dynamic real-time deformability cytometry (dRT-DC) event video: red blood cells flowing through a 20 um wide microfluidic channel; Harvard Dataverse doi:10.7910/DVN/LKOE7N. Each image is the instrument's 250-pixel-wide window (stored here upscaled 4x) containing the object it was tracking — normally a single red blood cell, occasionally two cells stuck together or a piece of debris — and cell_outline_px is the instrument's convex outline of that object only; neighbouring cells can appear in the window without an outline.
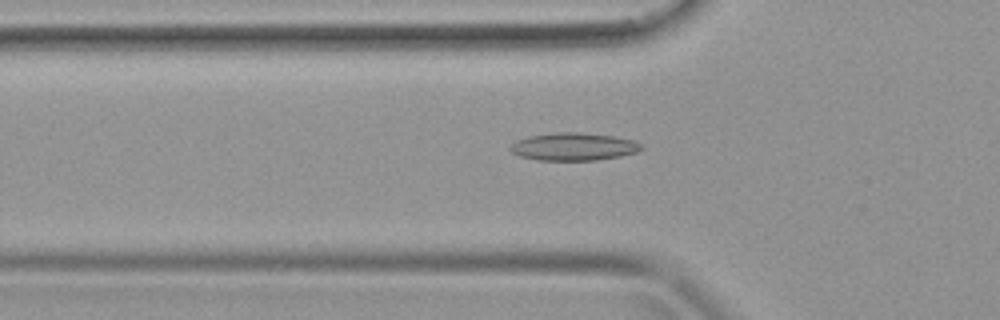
{"species": "common noctule bat (a hibernating species)", "species_latin": "Nyctalus noctula", "temperature_condition": "warm", "stored_images_in_passage": 39, "camera_frame_rate_fps": 3000, "um_per_image_px": 0.085, "animal": {"sex": "female", "body_mass_g": 19.9}, "frame": {"image": 1, "passage_image": 13, "time_ms": 4.0, "image_size_px": [1000, 320], "cell_outline_px": [[644, 148], [636, 152], [620, 156], [596, 160], [540, 160], [520, 156], [512, 152], [508, 148], [516, 140], [528, 136], [556, 132], [580, 132], [612, 136], [636, 140]], "centroid_in_image_um": [48.76, 12.46], "position_along_channel_um": 77.0, "area_um2": 21.15}}
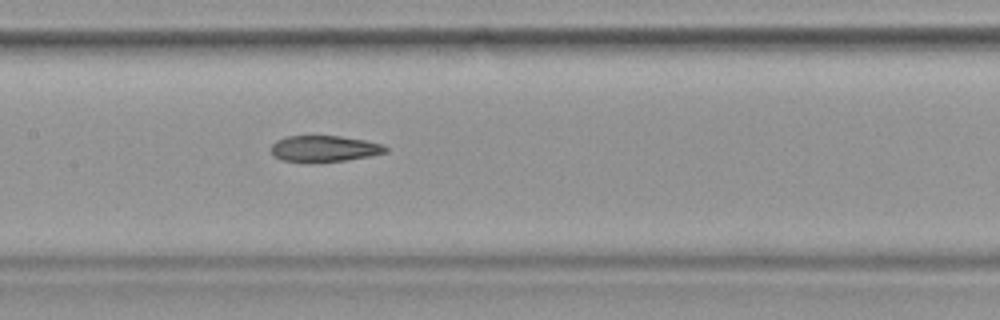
{"frame": {"image": 2, "passage_image": 19, "time_ms": 6.0, "image_size_px": [1000, 320], "cell_outline_px": [[388, 152], [368, 156], [344, 160], [312, 164], [280, 160], [272, 156], [268, 148], [276, 140], [284, 136], [312, 132], [340, 136], [364, 140], [384, 144], [388, 148]], "centroid_in_image_um": [27.43, 12.6], "position_along_channel_um": 180.0, "area_um2": 18.9}}
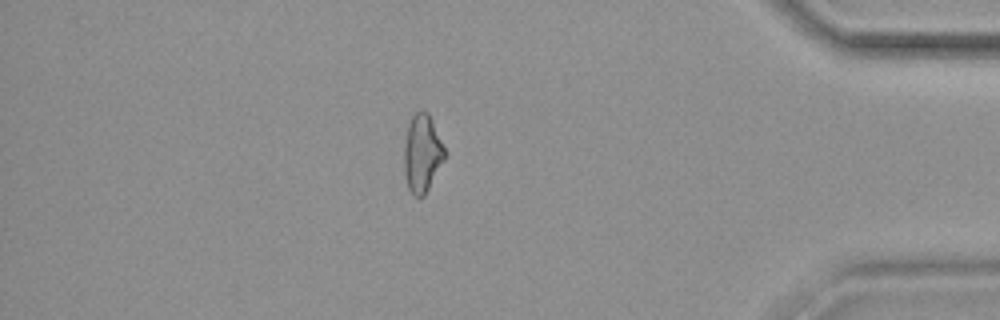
{"frame": {"image": 3, "passage_image": 34, "time_ms": 11.0, "image_size_px": [1000, 320], "cell_outline_px": [[444, 160], [424, 196], [412, 196], [408, 188], [404, 172], [404, 144], [408, 124], [412, 116], [420, 108], [428, 112], [432, 120], [444, 148]], "centroid_in_image_um": [35.86, 13.02], "position_along_channel_um": 399.3, "area_um2": 18.32}}